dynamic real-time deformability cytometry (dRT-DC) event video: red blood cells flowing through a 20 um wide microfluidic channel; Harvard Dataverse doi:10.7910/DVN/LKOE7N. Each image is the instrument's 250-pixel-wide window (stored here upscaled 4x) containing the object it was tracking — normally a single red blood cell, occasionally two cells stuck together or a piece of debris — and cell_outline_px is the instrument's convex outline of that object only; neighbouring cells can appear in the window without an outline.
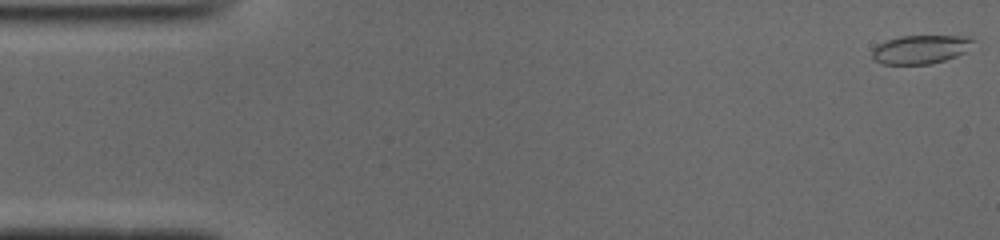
{"species": "common noctule bat (a hibernating species)", "species_latin": "Nyctalus noctula", "temperature_condition": "cold", "stored_images_in_passage": 52, "segment_of_instrument_passage": [1, 2], "camera_frame_rate_fps": 3000, "um_per_image_px": 0.085, "animal": {"sex": "male", "body_mass_g": 19.0, "forearm_length_mm": 50.8}, "frame": {"image": 1, "passage_image": 1, "time_ms": 0.0, "image_size_px": [1000, 240], "cell_outline_px": [[972, 40], [964, 52], [956, 56], [944, 60], [928, 64], [880, 64], [872, 60], [872, 48], [876, 44], [900, 36], [968, 36]], "centroid_in_image_um": [78.13, 4.2], "position_along_channel_um": 6.9, "area_um2": 16.7}}
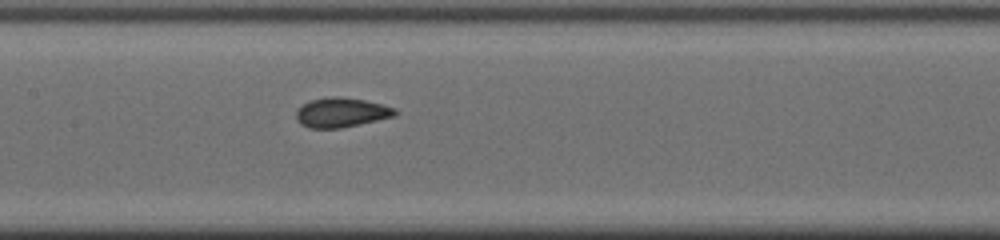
{"frame": {"image": 2, "passage_image": 24, "time_ms": 7.667, "image_size_px": [1000, 240], "cell_outline_px": [[400, 112], [396, 116], [340, 128], [308, 128], [300, 124], [296, 120], [296, 112], [304, 104], [312, 100], [332, 96], [336, 96], [364, 100], [396, 108]], "centroid_in_image_um": [29.04, 9.57], "position_along_channel_um": 178.4, "area_um2": 16.94}}
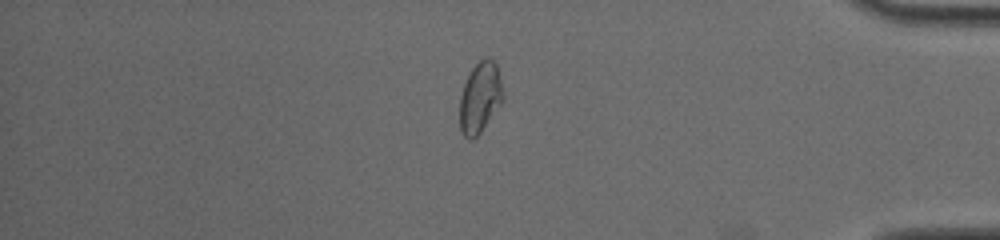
{"frame": {"image": 3, "passage_image": 43, "time_ms": 14.0, "image_size_px": [1000, 240], "cell_outline_px": [[504, 100], [480, 132], [472, 140], [468, 140], [460, 132], [460, 96], [464, 84], [472, 68], [484, 56], [488, 56], [496, 64], [504, 92]], "centroid_in_image_um": [40.81, 8.29], "position_along_channel_um": 394.4, "area_um2": 17.92}}